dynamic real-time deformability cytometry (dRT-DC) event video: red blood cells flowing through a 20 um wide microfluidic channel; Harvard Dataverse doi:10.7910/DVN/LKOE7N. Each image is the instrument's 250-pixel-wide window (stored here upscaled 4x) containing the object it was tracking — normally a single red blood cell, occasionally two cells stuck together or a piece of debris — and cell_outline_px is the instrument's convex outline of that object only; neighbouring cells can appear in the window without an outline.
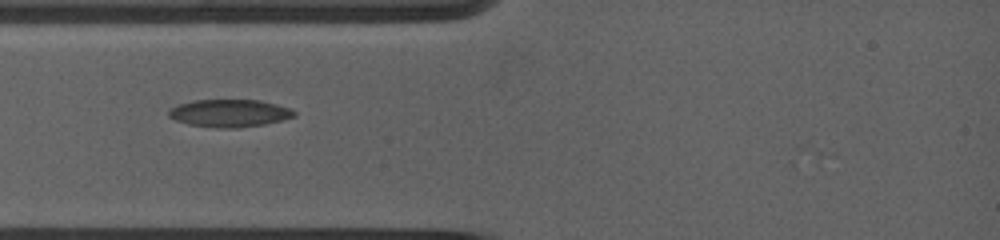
{"species": "common noctule bat (a hibernating species)", "species_latin": "Nyctalus noctula", "temperature_condition": "warm", "stored_images_in_passage": 8, "camera_frame_rate_fps": 5000, "um_per_image_px": 0.085, "animal": {"sex": "female", "body_mass_g": 19.0, "forearm_length_mm": 53.3}, "frame": {"image": 1, "passage_image": 2, "time_ms": 0.6, "image_size_px": [1000, 240], "cell_outline_px": [[296, 116], [264, 124], [236, 128], [216, 128], [188, 124], [176, 120], [168, 116], [168, 112], [176, 104], [192, 100], [260, 100], [276, 104], [288, 108], [296, 112]], "centroid_in_image_um": [19.47, 9.61], "position_along_channel_um": 65.5, "area_um2": 20.11}}
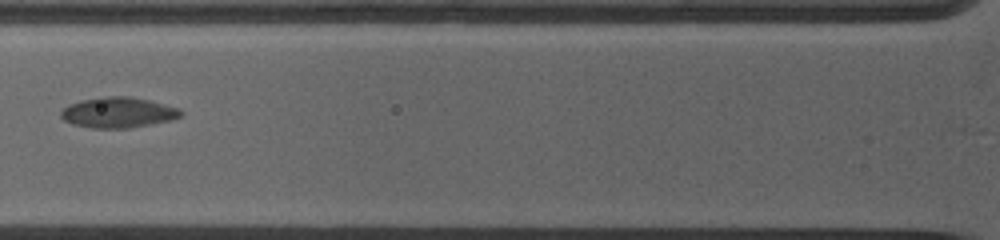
{"frame": {"image": 2, "passage_image": 4, "time_ms": 2.0, "image_size_px": [1000, 240], "cell_outline_px": [[184, 112], [180, 116], [172, 120], [152, 124], [128, 128], [92, 128], [72, 124], [64, 120], [60, 116], [60, 112], [68, 104], [80, 100], [100, 96], [128, 96], [152, 100], [180, 108]], "centroid_in_image_um": [10.05, 9.55], "position_along_channel_um": 115.7, "area_um2": 21.68}}
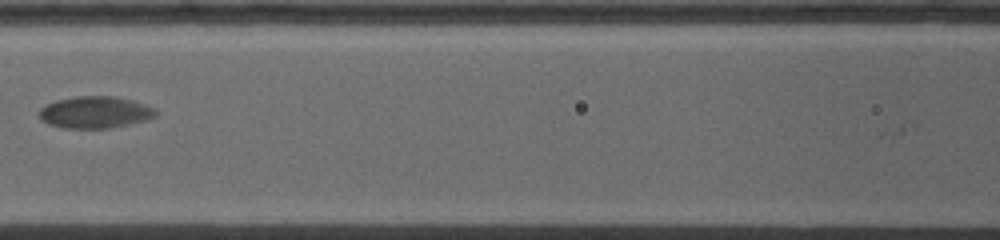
{"frame": {"image": 3, "passage_image": 6, "time_ms": 3.2, "image_size_px": [1000, 240], "cell_outline_px": [[156, 116], [148, 120], [108, 128], [64, 128], [48, 124], [40, 120], [36, 112], [40, 108], [56, 100], [76, 96], [116, 96], [132, 100], [156, 108]], "centroid_in_image_um": [8.06, 9.54], "position_along_channel_um": 158.5, "area_um2": 21.85}}